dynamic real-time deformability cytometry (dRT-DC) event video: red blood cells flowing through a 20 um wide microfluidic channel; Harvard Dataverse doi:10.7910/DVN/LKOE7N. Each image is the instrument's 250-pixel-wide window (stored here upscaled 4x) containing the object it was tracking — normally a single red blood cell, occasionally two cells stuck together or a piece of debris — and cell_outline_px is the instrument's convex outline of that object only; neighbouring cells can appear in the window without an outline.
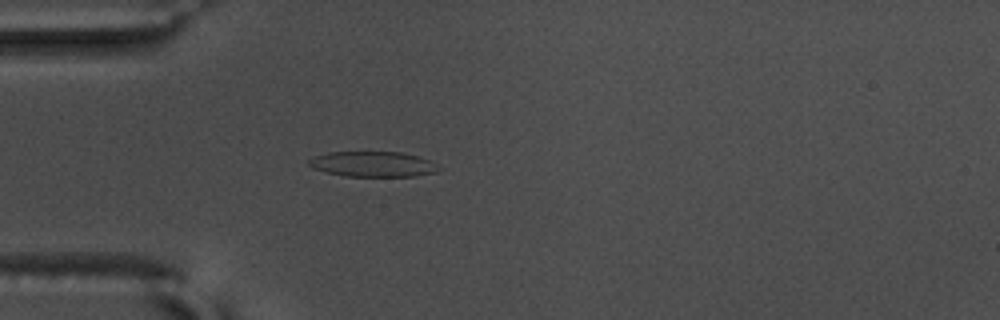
{"species": "common noctule bat (a hibernating species)", "species_latin": "Nyctalus noctula", "temperature_condition": "warm", "stored_images_in_passage": 42, "camera_frame_rate_fps": 3000, "um_per_image_px": 0.085, "animal": {"sex": "male", "body_mass_g": 17.5, "forearm_length_mm": 52.3}, "frame": {"image": 1, "passage_image": 9, "time_ms": 2.667, "image_size_px": [1000, 320], "cell_outline_px": [[440, 168], [436, 172], [416, 176], [344, 176], [312, 168], [308, 164], [308, 160], [316, 156], [328, 152], [400, 152], [416, 156], [428, 160]], "centroid_in_image_um": [31.67, 13.95], "position_along_channel_um": 53.3, "area_um2": 18.9}}
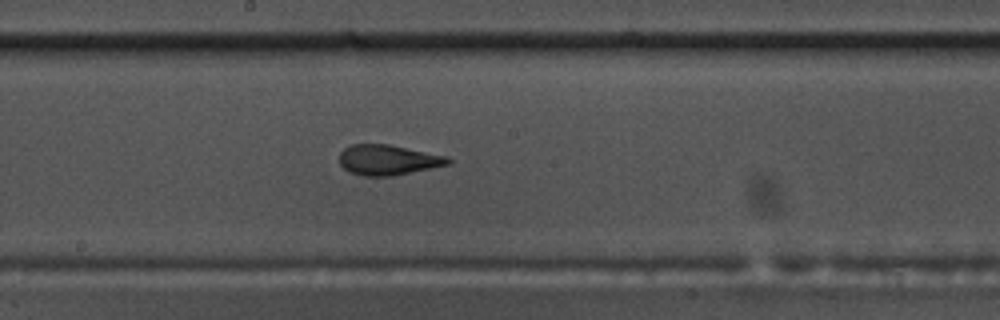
{"frame": {"image": 2, "passage_image": 23, "time_ms": 7.333, "image_size_px": [1000, 320], "cell_outline_px": [[452, 164], [392, 176], [364, 176], [352, 172], [344, 168], [340, 164], [340, 152], [344, 148], [352, 144], [388, 144], [448, 156], [452, 160]], "centroid_in_image_um": [33.02, 13.59], "position_along_channel_um": 215.2, "area_um2": 19.19}}
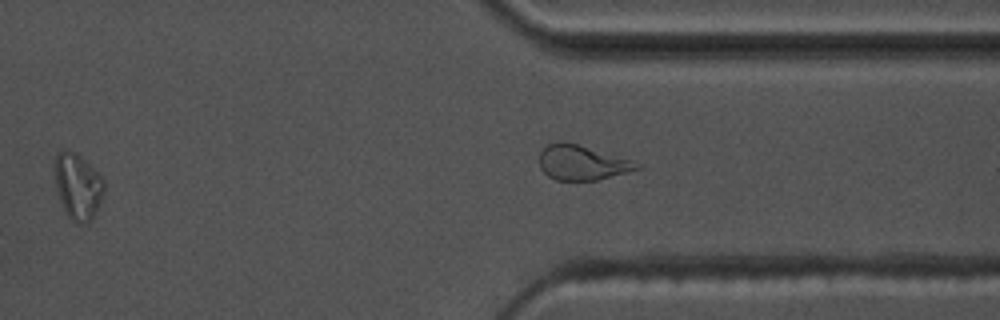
{"frame": {"image": 3, "passage_image": 35, "time_ms": 11.333, "image_size_px": [1000, 320], "cell_outline_px": [[104, 192], [92, 220], [88, 224], [76, 224], [68, 216], [60, 200], [56, 188], [56, 156], [64, 148], [68, 148], [76, 152], [104, 180]], "centroid_in_image_um": [6.63, 15.86], "position_along_channel_um": 404.8, "area_um2": 18.73}, "authors_computed_cell_mechanics": {"area_um2": 19.363, "velocity_mm_per_s": 3.6602, "shape_relaxation_time_tau1_ms": 5.7354, "shape_relaxation_time_tau2_ms": 1.3017, "deformation_change_tau1": 0.2046, "deformation_change_tau2": 0.0903}}